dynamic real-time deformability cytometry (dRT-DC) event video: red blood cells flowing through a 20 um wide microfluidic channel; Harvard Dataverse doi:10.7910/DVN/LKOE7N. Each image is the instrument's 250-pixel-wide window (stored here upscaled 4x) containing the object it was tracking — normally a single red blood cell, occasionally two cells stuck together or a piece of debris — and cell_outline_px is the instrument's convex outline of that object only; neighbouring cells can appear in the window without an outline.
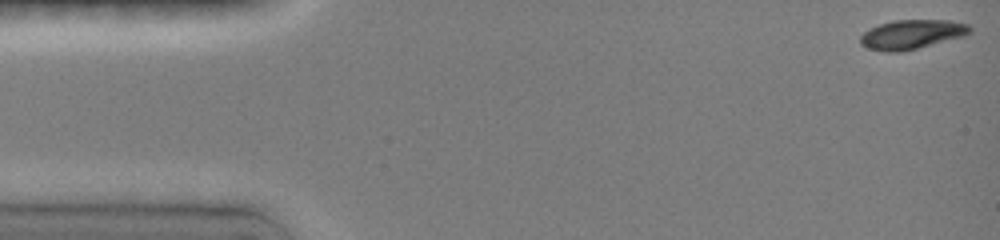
{"species": "common noctule bat (a hibernating species)", "species_latin": "Nyctalus noctula", "temperature_condition": "room temperature", "stored_images_in_passage": 5, "camera_frame_rate_fps": 3000, "um_per_image_px": 0.085, "animal": {"sex": "female", "body_mass_g": 19.0, "forearm_length_mm": 51.5}, "frame": {"image": 1, "passage_image": 1, "time_ms": 0.0, "image_size_px": [1000, 240], "cell_outline_px": [[972, 32], [964, 36], [900, 52], [884, 52], [868, 48], [860, 44], [860, 36], [864, 32], [880, 24], [896, 20], [948, 20], [968, 24], [972, 28]], "centroid_in_image_um": [77.51, 2.92], "position_along_channel_um": 7.5, "area_um2": 18.55}}
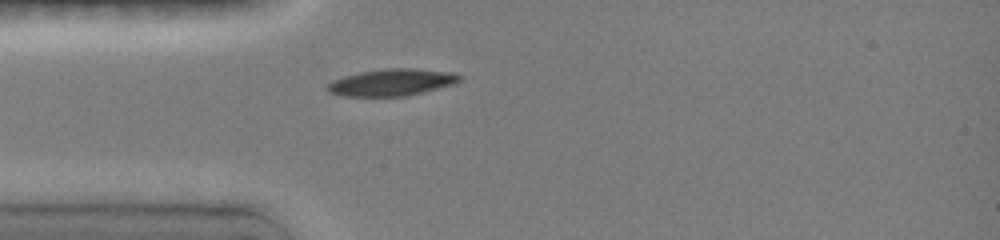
{"frame": {"image": 2, "passage_image": 5, "time_ms": 4.0, "image_size_px": [1000, 240], "cell_outline_px": [[460, 80], [452, 84], [408, 96], [344, 96], [328, 92], [328, 84], [332, 80], [360, 72], [388, 68], [408, 68], [452, 72], [460, 76]], "centroid_in_image_um": [33.28, 7.0], "position_along_channel_um": 51.7, "area_um2": 20.35}}